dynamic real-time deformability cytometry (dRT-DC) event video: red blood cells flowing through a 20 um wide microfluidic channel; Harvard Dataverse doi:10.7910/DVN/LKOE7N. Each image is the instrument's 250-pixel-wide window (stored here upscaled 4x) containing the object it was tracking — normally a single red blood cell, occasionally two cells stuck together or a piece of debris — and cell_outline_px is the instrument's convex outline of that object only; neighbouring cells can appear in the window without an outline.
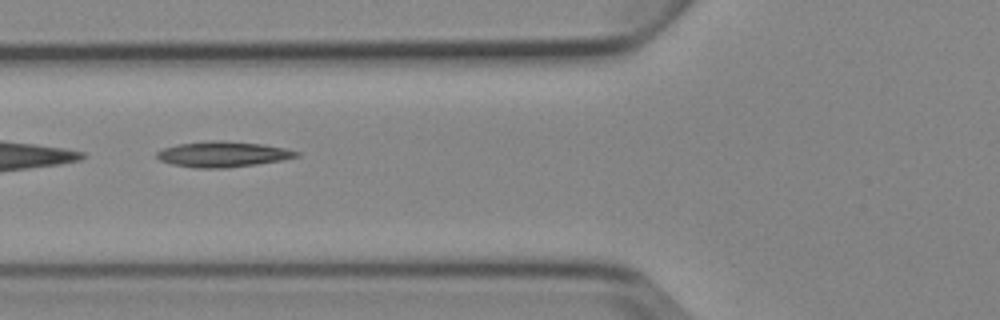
{"species": "Egyptian fruit bat (a non-hibernating species)", "species_latin": "Rousettus aegyptiacus", "temperature_condition": "cold", "stored_images_in_passage": 8, "camera_frame_rate_fps": 3000, "um_per_image_px": 0.085, "animal": {"sex": "female"}, "frame": {"image": 1, "passage_image": 5, "time_ms": 5.667, "image_size_px": [1000, 320], "cell_outline_px": [[300, 156], [280, 160], [256, 164], [228, 168], [192, 168], [172, 164], [160, 160], [156, 156], [156, 152], [164, 148], [180, 144], [212, 140], [220, 140], [264, 144], [284, 148], [300, 152]], "centroid_in_image_um": [18.94, 13.11], "position_along_channel_um": 106.9, "area_um2": 20.75}}
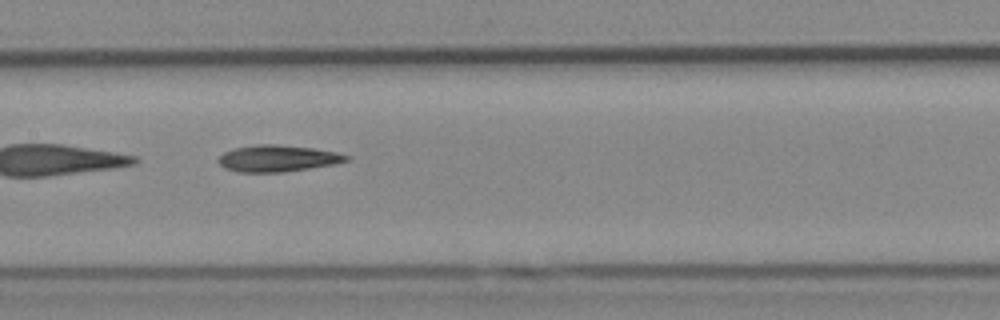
{"frame": {"image": 2, "passage_image": 7, "time_ms": 7.667, "image_size_px": [1000, 320], "cell_outline_px": [[348, 160], [336, 164], [284, 172], [240, 172], [224, 168], [216, 160], [224, 152], [232, 148], [256, 144], [276, 144], [312, 148], [336, 152], [348, 156]], "centroid_in_image_um": [23.56, 13.46], "position_along_channel_um": 183.8, "area_um2": 19.83}}
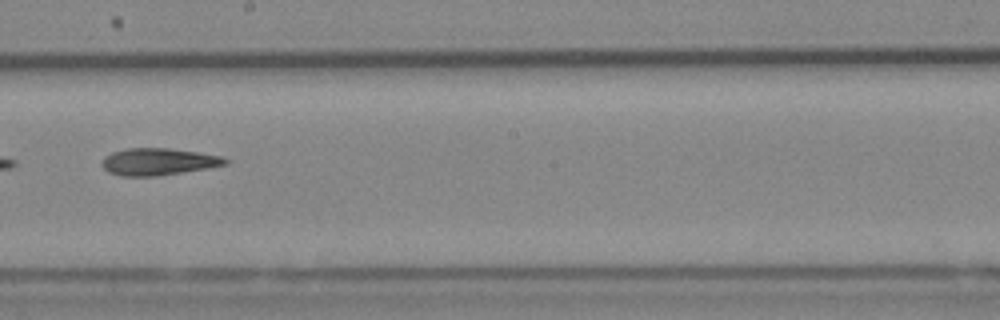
{"frame": {"image": 3, "passage_image": 8, "time_ms": 9.0, "image_size_px": [1000, 320], "cell_outline_px": [[228, 164], [208, 168], [156, 176], [120, 176], [108, 172], [100, 164], [104, 156], [112, 152], [128, 148], [168, 148], [196, 152], [220, 156], [228, 160]], "centroid_in_image_um": [13.41, 13.75], "position_along_channel_um": 234.8, "area_um2": 19.36}}